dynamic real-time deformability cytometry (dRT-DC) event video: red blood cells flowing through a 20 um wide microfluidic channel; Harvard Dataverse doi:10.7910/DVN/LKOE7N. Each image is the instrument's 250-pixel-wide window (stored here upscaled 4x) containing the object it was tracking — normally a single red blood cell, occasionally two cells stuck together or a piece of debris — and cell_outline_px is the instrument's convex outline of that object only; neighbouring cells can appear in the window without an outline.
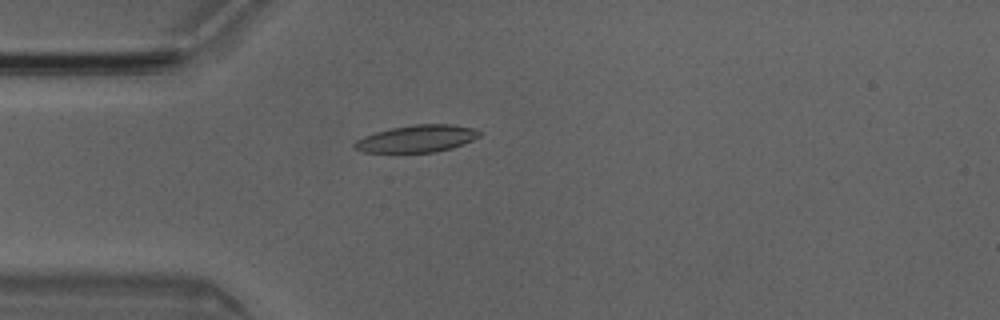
{"species": "Egyptian fruit bat (a non-hibernating species)", "species_latin": "Rousettus aegyptiacus", "temperature_condition": "room temperature", "stored_images_in_passage": 50, "camera_frame_rate_fps": 3000, "um_per_image_px": 0.085, "animal": {"sex": "male"}, "frame": {"image": 1, "passage_image": 13, "time_ms": 4.0, "image_size_px": [1000, 320], "cell_outline_px": [[484, 132], [480, 136], [472, 140], [452, 148], [436, 152], [364, 152], [352, 148], [352, 144], [356, 140], [364, 136], [376, 132], [392, 128], [412, 124], [452, 124], [472, 128]], "centroid_in_image_um": [35.44, 11.78], "position_along_channel_um": 49.6, "area_um2": 19.83}}
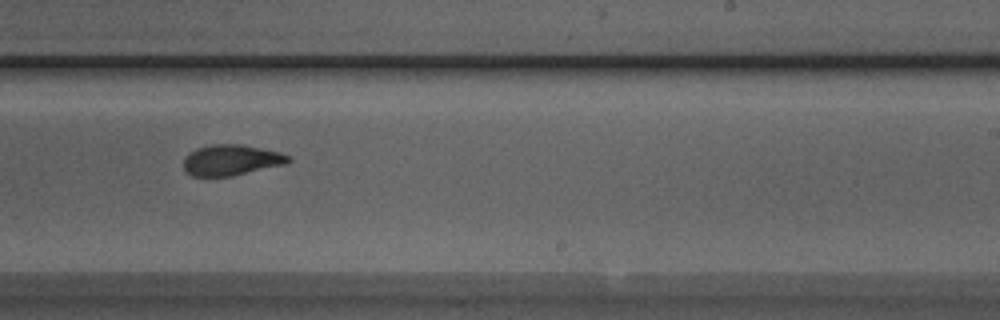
{"frame": {"image": 2, "passage_image": 30, "time_ms": 9.667, "image_size_px": [1000, 320], "cell_outline_px": [[292, 160], [284, 164], [232, 176], [192, 176], [184, 172], [184, 156], [188, 152], [196, 148], [212, 144], [240, 144], [280, 152], [288, 156]], "centroid_in_image_um": [19.59, 13.6], "position_along_channel_um": 269.4, "area_um2": 18.79}}
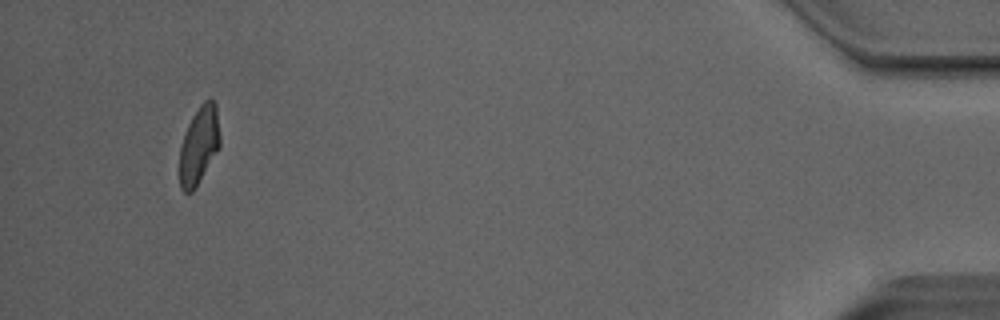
{"frame": {"image": 3, "passage_image": 47, "time_ms": 15.333, "image_size_px": [1000, 320], "cell_outline_px": [[220, 148], [192, 192], [184, 192], [180, 188], [180, 148], [184, 132], [192, 116], [200, 104], [208, 96], [216, 104], [220, 136]], "centroid_in_image_um": [16.93, 12.3], "position_along_channel_um": 418.3, "area_um2": 18.38}, "authors_computed_cell_mechanics": {"area_um2": 19.4497, "velocity_mm_per_s": 4.0551, "shape_relaxation_time_tau1_ms": 4.6972, "shape_relaxation_time_tau2_ms": 2.4021, "deformation_change_tau1": 0.1518, "deformation_change_tau2": 0.0897}}